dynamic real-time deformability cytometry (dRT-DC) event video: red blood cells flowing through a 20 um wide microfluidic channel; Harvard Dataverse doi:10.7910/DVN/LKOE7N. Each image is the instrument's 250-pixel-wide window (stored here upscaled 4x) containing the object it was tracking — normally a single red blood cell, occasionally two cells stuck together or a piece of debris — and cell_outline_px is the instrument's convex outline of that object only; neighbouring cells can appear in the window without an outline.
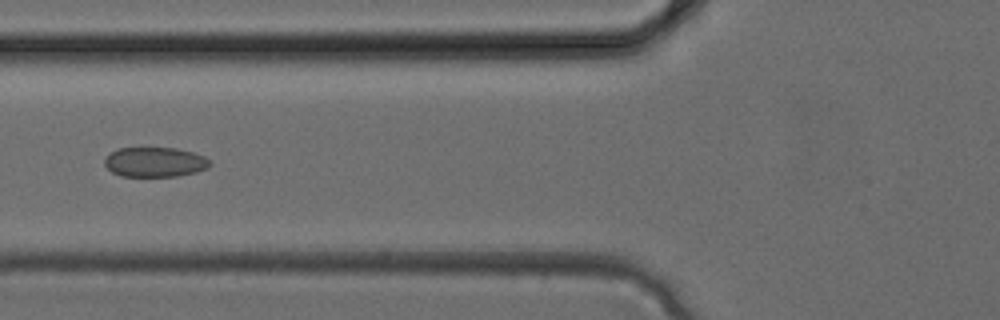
{"species": "common noctule bat (a hibernating species)", "species_latin": "Nyctalus noctula", "temperature_condition": "cold", "stored_images_in_passage": 4, "camera_frame_rate_fps": 3000, "um_per_image_px": 0.085, "animal": {"sex": "female", "body_mass_g": 24.6, "forearm_length_mm": 56.2}, "frame": {"image": 1, "passage_image": 4, "time_ms": 1.0, "image_size_px": [1000, 320], "cell_outline_px": [[212, 164], [208, 168], [196, 172], [176, 176], [120, 176], [112, 172], [104, 164], [104, 160], [112, 152], [120, 148], [176, 148], [192, 152], [204, 156], [212, 160]], "centroid_in_image_um": [13.21, 13.78], "position_along_channel_um": 112.6, "area_um2": 18.26}}